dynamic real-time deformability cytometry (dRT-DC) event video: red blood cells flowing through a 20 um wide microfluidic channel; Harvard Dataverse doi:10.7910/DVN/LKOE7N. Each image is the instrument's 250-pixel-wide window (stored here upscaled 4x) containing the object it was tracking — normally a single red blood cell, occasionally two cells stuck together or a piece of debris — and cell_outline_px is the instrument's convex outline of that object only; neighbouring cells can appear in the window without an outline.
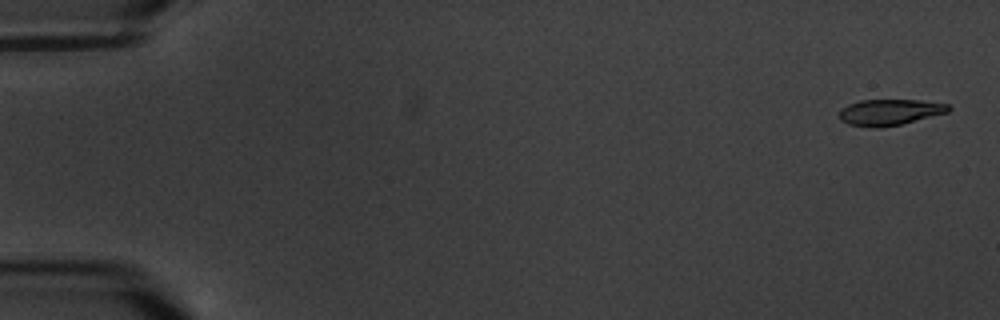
{"species": "common noctule bat (a hibernating species)", "species_latin": "Nyctalus noctula", "temperature_condition": "warm", "stored_images_in_passage": 7, "camera_frame_rate_fps": 3000, "um_per_image_px": 0.085, "animal": {"sex": "male", "body_mass_g": 20.1, "forearm_length_mm": 53.5}, "frame": {"image": 1, "passage_image": 1, "time_ms": 0.0, "image_size_px": [1000, 320], "cell_outline_px": [[952, 108], [948, 112], [900, 124], [880, 128], [872, 128], [848, 124], [840, 120], [840, 112], [848, 104], [860, 100], [920, 100], [948, 104]], "centroid_in_image_um": [75.62, 9.54], "position_along_channel_um": 9.4, "area_um2": 16.47}}
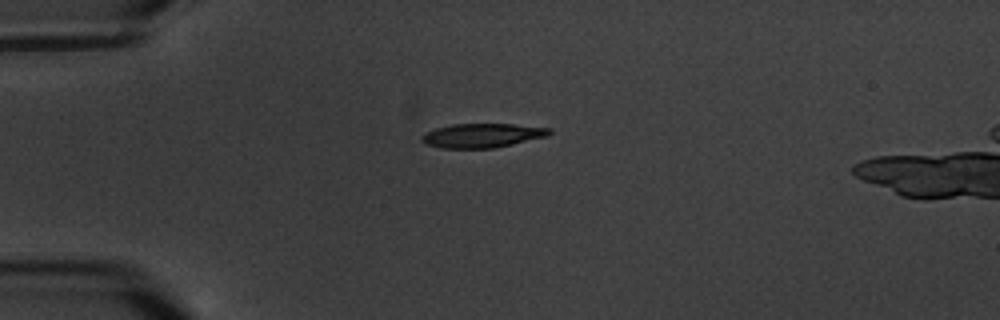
{"frame": {"image": 2, "passage_image": 5, "time_ms": 4.667, "image_size_px": [1000, 320], "cell_outline_px": [[552, 132], [548, 136], [512, 144], [492, 148], [440, 148], [424, 144], [420, 140], [420, 136], [424, 132], [436, 128], [452, 124], [512, 124], [552, 128]], "centroid_in_image_um": [40.95, 11.51], "position_along_channel_um": 44.1, "area_um2": 18.09}}